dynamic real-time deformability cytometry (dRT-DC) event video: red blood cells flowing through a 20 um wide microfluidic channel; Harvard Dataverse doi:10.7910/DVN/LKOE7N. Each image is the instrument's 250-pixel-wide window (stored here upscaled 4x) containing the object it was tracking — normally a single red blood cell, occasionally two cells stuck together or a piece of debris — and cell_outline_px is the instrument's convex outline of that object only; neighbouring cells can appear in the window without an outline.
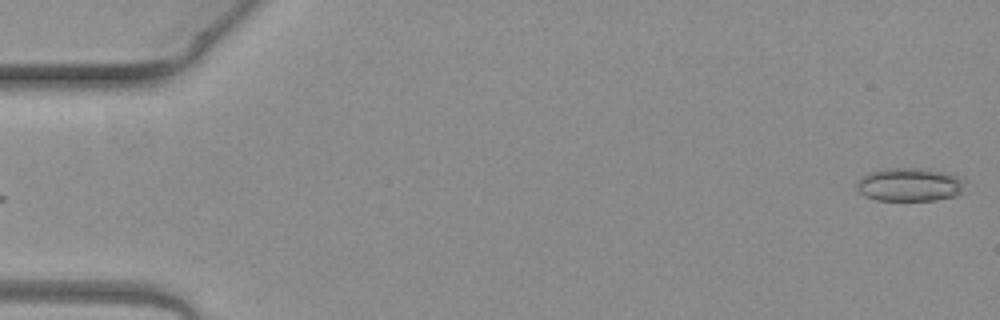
{"species": "common noctule bat (a hibernating species)", "species_latin": "Nyctalus noctula", "temperature_condition": "warm", "stored_images_in_passage": 5, "camera_frame_rate_fps": 3000, "um_per_image_px": 0.085, "animal": {"sex": "female", "body_mass_g": 19.3, "forearm_length_mm": 54.1}, "frame": {"image": 1, "passage_image": 5, "time_ms": 1.333, "image_size_px": [1000, 320], "cell_outline_px": [[964, 184], [960, 192], [956, 196], [936, 200], [876, 200], [864, 196], [856, 188], [856, 180], [868, 172], [884, 168], [920, 168], [944, 172], [956, 176], [964, 180]], "centroid_in_image_um": [77.25, 15.69], "position_along_channel_um": 7.7, "area_um2": 21.15}}